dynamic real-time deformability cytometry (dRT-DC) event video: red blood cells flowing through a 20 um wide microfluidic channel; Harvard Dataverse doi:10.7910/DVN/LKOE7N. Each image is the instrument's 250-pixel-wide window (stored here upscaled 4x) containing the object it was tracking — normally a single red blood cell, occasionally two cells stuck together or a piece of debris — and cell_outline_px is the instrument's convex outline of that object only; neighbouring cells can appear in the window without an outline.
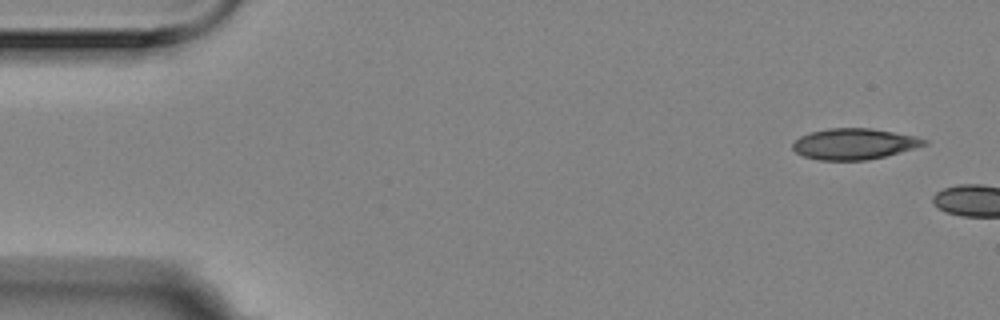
{"species": "Egyptian fruit bat (a non-hibernating species)", "species_latin": "Rousettus aegyptiacus", "temperature_condition": "room temperature", "stored_images_in_passage": 2, "camera_frame_rate_fps": 3000, "um_per_image_px": 0.085, "animal": {"sex": "female"}, "frame": {"image": 1, "passage_image": 1, "time_ms": 0.0, "image_size_px": [1000, 320], "cell_outline_px": [[928, 144], [884, 156], [868, 160], [820, 160], [804, 156], [796, 152], [792, 148], [792, 144], [800, 136], [812, 132], [828, 128], [872, 128], [912, 136], [928, 140]], "centroid_in_image_um": [72.58, 12.23], "position_along_channel_um": 12.4, "area_um2": 23.41}}